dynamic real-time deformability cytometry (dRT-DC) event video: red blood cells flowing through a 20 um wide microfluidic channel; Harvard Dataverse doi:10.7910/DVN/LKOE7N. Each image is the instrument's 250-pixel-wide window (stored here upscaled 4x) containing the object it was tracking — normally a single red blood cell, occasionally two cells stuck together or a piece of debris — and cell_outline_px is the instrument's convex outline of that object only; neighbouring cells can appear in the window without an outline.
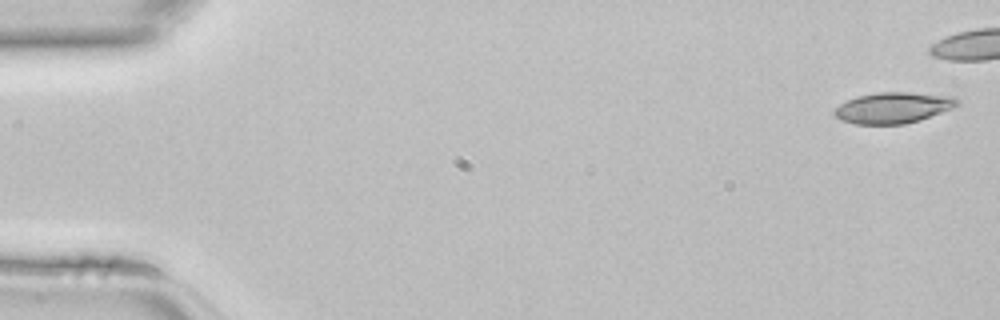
{"species": "common noctule bat (a hibernating species)", "species_latin": "Nyctalus noctula", "temperature_condition": "room temperature", "stored_images_in_passage": 14, "camera_frame_rate_fps": 3000, "um_per_image_px": 0.085, "animal": {"sex": "female", "body_mass_g": 22.7, "forearm_length_mm": 54.2}, "frame": {"image": 1, "passage_image": 1, "time_ms": 0.0, "image_size_px": [1000, 320], "cell_outline_px": [[960, 104], [952, 108], [920, 120], [904, 124], [856, 124], [840, 120], [832, 112], [840, 104], [856, 96], [876, 92], [908, 92], [956, 96], [960, 100]], "centroid_in_image_um": [75.94, 9.15], "position_along_channel_um": 9.1, "area_um2": 22.31}}